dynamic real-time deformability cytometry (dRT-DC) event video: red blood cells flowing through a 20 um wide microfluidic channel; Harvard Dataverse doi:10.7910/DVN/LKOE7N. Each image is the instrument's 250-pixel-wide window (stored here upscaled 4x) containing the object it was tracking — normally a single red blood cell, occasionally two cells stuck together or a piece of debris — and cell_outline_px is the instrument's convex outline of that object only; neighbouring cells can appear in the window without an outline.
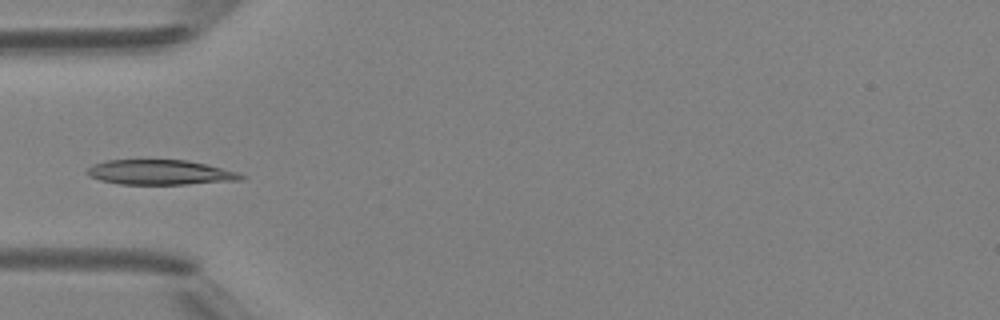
{"species": "Egyptian fruit bat (a non-hibernating species)", "species_latin": "Rousettus aegyptiacus", "temperature_condition": "room temperature", "stored_images_in_passage": 4, "camera_frame_rate_fps": 3000, "um_per_image_px": 0.085, "animal": {"sex": "female"}, "frame": {"image": 1, "passage_image": 4, "time_ms": 4.333, "image_size_px": [1000, 320], "cell_outline_px": [[248, 176], [244, 180], [184, 184], [120, 184], [100, 180], [88, 176], [88, 168], [92, 164], [104, 160], [188, 160], [240, 172]], "centroid_in_image_um": [13.66, 14.65], "position_along_channel_um": 71.3, "area_um2": 22.48}}